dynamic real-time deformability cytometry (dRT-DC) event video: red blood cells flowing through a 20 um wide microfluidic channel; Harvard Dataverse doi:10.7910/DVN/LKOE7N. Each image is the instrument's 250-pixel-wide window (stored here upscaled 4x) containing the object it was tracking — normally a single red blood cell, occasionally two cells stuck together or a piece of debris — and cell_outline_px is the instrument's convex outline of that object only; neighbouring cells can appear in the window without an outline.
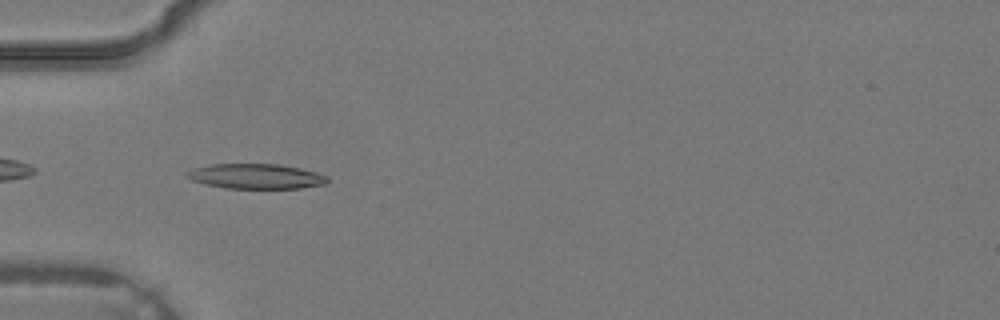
{"species": "common noctule bat (a hibernating species)", "species_latin": "Nyctalus noctula", "temperature_condition": "warm", "stored_images_in_passage": 2, "camera_frame_rate_fps": 3000, "um_per_image_px": 0.085, "animal": {"sex": "male", "body_mass_g": 19.2, "forearm_length_mm": 51.8}, "frame": {"image": 1, "passage_image": 2, "time_ms": 0.333, "image_size_px": [1000, 320], "cell_outline_px": [[328, 180], [324, 184], [300, 188], [224, 188], [192, 180], [184, 176], [184, 172], [192, 168], [212, 164], [276, 164], [300, 168], [316, 172], [328, 176]], "centroid_in_image_um": [21.72, 14.98], "position_along_channel_um": 63.3, "area_um2": 20.4}}